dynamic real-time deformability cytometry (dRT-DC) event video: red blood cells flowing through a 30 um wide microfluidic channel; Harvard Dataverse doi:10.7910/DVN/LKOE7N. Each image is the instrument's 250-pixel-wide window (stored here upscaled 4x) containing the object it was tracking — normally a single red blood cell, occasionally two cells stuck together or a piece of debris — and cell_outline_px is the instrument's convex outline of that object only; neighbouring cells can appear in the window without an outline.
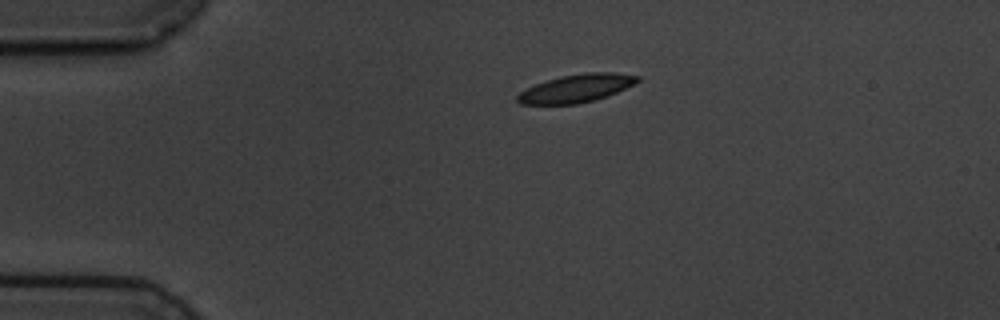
{"species": "common noctule bat (a hibernating species)", "species_latin": "Nyctalus noctula", "temperature_condition": "cold", "stored_images_in_passage": 2, "camera_frame_rate_fps": 3000, "um_per_image_px": 0.085, "animal": {"sex": "male", "body_mass_g": 19.5, "forearm_length_mm": 54.6}, "frame": {"image": 1, "passage_image": 1, "time_ms": 0.0, "image_size_px": [1000, 320], "cell_outline_px": [[640, 80], [608, 96], [576, 104], [520, 104], [516, 100], [516, 96], [520, 92], [536, 84], [560, 76], [588, 72], [612, 72], [640, 76]], "centroid_in_image_um": [48.97, 7.5], "position_along_channel_um": 36.0, "area_um2": 19.31}}